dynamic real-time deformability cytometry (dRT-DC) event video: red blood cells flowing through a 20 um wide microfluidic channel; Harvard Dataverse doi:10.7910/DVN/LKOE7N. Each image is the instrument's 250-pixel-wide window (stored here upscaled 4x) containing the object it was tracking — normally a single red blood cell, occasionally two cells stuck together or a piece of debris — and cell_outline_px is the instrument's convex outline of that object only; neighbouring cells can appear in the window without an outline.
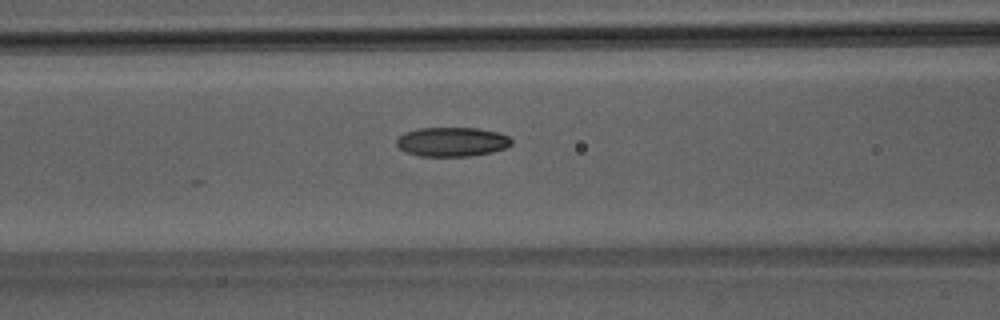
{"species": "Egyptian fruit bat (a non-hibernating species)", "species_latin": "Rousettus aegyptiacus", "temperature_condition": "room temperature", "stored_images_in_passage": 22, "camera_frame_rate_fps": 3000, "um_per_image_px": 0.085, "animal": {"sex": "male"}, "frame": {"image": 1, "passage_image": 22, "time_ms": 7.0, "image_size_px": [1000, 320], "cell_outline_px": [[512, 144], [504, 148], [492, 152], [472, 156], [420, 156], [404, 152], [396, 144], [396, 140], [404, 132], [420, 128], [476, 128], [500, 132], [508, 136], [512, 140]], "centroid_in_image_um": [38.42, 12.05], "position_along_channel_um": 128.2, "area_um2": 19.71}}